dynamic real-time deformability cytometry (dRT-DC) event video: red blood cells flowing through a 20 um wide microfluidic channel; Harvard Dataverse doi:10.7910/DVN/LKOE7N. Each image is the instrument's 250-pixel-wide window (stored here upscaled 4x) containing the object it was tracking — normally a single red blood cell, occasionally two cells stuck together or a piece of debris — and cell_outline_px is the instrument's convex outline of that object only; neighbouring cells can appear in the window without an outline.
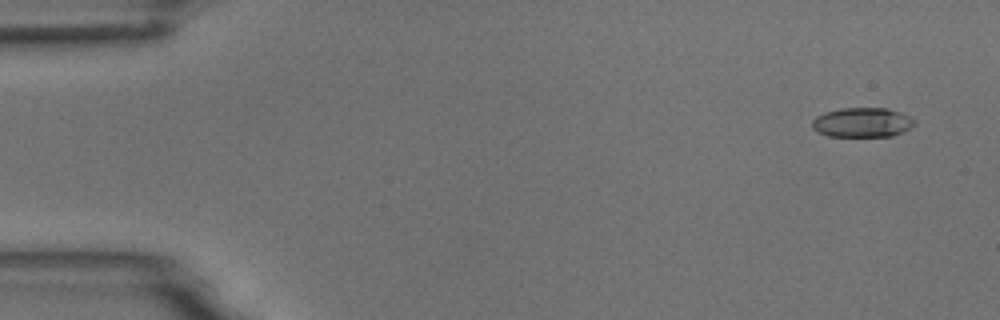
{"species": "common noctule bat (a hibernating species)", "species_latin": "Nyctalus noctula", "temperature_condition": "room temperature", "stored_images_in_passage": 4, "camera_frame_rate_fps": 3000, "um_per_image_px": 0.085, "animal": {"sex": "male", "body_mass_g": 18.8}, "frame": {"image": 1, "passage_image": 1, "time_ms": 0.0, "image_size_px": [1000, 320], "cell_outline_px": [[916, 124], [892, 136], [828, 136], [812, 128], [812, 120], [816, 116], [824, 112], [840, 108], [888, 108], [912, 116], [916, 120]], "centroid_in_image_um": [73.3, 10.39], "position_along_channel_um": 11.7, "area_um2": 17.69}}
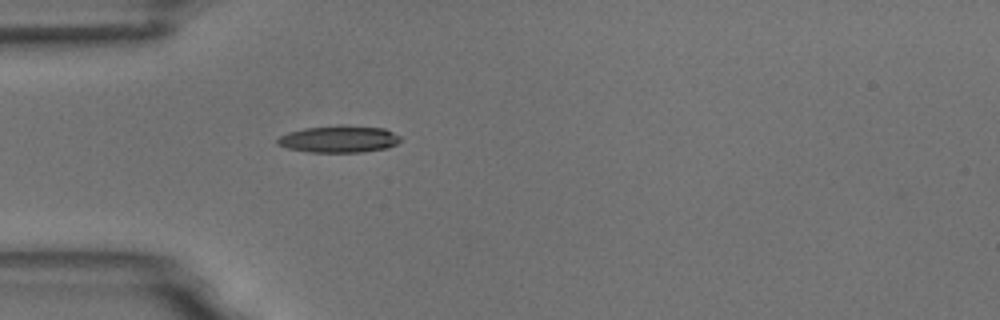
{"frame": {"image": 2, "passage_image": 4, "time_ms": 4.333, "image_size_px": [1000, 320], "cell_outline_px": [[400, 140], [396, 144], [388, 148], [360, 152], [308, 152], [288, 148], [276, 144], [276, 140], [280, 136], [288, 132], [304, 128], [340, 124], [384, 128], [400, 136]], "centroid_in_image_um": [28.8, 11.81], "position_along_channel_um": 56.2, "area_um2": 19.48}}